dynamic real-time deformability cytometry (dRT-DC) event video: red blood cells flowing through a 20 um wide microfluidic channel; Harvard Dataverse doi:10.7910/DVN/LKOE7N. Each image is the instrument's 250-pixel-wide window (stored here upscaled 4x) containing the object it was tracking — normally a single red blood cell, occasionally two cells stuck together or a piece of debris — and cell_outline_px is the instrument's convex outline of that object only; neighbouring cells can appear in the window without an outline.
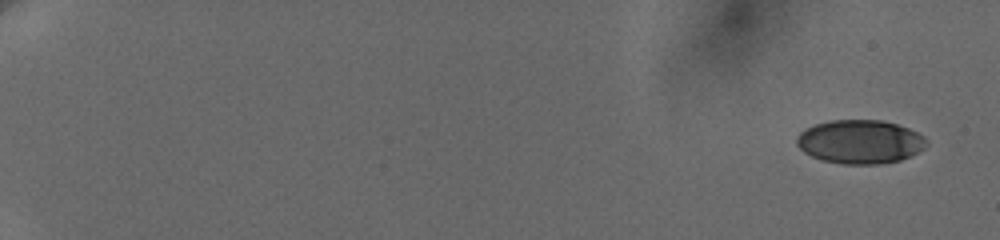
{"species": "human", "species_latin": "Homo sapiens", "temperature_condition": "cold", "stored_images_in_passage": 10, "camera_frame_rate_fps": 3000, "um_per_image_px": 0.085, "donor": {"sex": "female"}, "frame": {"image": 1, "passage_image": 1, "time_ms": 0.0, "image_size_px": [1000, 240], "cell_outline_px": [[928, 144], [924, 148], [912, 156], [900, 160], [880, 164], [844, 164], [824, 160], [812, 156], [804, 152], [796, 144], [796, 136], [804, 128], [828, 120], [880, 120], [896, 124], [908, 128], [924, 136], [928, 140]], "centroid_in_image_um": [73.11, 12.05], "position_along_channel_um": 11.9, "area_um2": 33.23}}
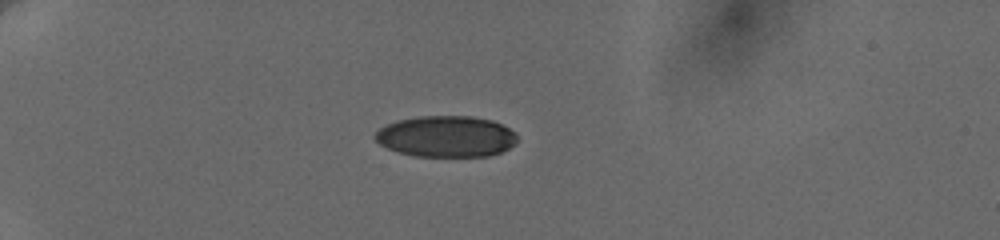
{"frame": {"image": 2, "passage_image": 7, "time_ms": 5.333, "image_size_px": [1000, 240], "cell_outline_px": [[516, 144], [500, 152], [488, 156], [412, 156], [388, 148], [380, 144], [372, 136], [380, 128], [396, 120], [420, 116], [472, 116], [492, 120], [516, 132]], "centroid_in_image_um": [37.92, 11.59], "position_along_channel_um": 47.1, "area_um2": 34.1}}
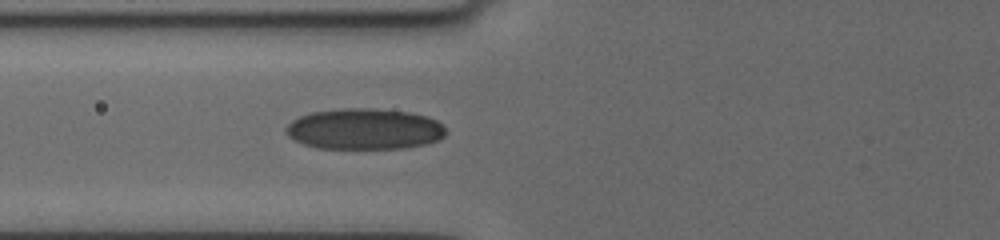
{"frame": {"image": 3, "passage_image": 10, "time_ms": 8.0, "image_size_px": [1000, 240], "cell_outline_px": [[444, 136], [436, 140], [424, 144], [400, 148], [316, 148], [304, 144], [288, 136], [284, 132], [284, 128], [292, 120], [300, 116], [312, 112], [344, 108], [372, 108], [408, 112], [424, 116], [436, 120], [444, 128]], "centroid_in_image_um": [30.91, 10.96], "position_along_channel_um": 94.9, "area_um2": 37.8}}